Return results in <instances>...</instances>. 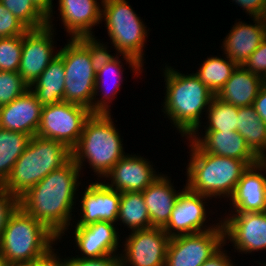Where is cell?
I'll return each instance as SVG.
<instances>
[{"instance_id":"obj_18","label":"cell","mask_w":266,"mask_h":266,"mask_svg":"<svg viewBox=\"0 0 266 266\" xmlns=\"http://www.w3.org/2000/svg\"><path fill=\"white\" fill-rule=\"evenodd\" d=\"M75 248L79 258H98L107 255H120V235L117 225L97 221L86 226H74ZM78 247V248H77ZM80 251V252H79ZM80 253V254H79ZM80 255V256H79Z\"/></svg>"},{"instance_id":"obj_21","label":"cell","mask_w":266,"mask_h":266,"mask_svg":"<svg viewBox=\"0 0 266 266\" xmlns=\"http://www.w3.org/2000/svg\"><path fill=\"white\" fill-rule=\"evenodd\" d=\"M200 132L196 130L189 138L204 152L240 159L248 166L260 161L237 131H204L205 134Z\"/></svg>"},{"instance_id":"obj_30","label":"cell","mask_w":266,"mask_h":266,"mask_svg":"<svg viewBox=\"0 0 266 266\" xmlns=\"http://www.w3.org/2000/svg\"><path fill=\"white\" fill-rule=\"evenodd\" d=\"M31 136L0 128V185L8 179L13 165L26 149Z\"/></svg>"},{"instance_id":"obj_16","label":"cell","mask_w":266,"mask_h":266,"mask_svg":"<svg viewBox=\"0 0 266 266\" xmlns=\"http://www.w3.org/2000/svg\"><path fill=\"white\" fill-rule=\"evenodd\" d=\"M136 154L127 153L114 167L105 175L102 180L108 187L118 192H142L152 184L162 172L153 168V162Z\"/></svg>"},{"instance_id":"obj_39","label":"cell","mask_w":266,"mask_h":266,"mask_svg":"<svg viewBox=\"0 0 266 266\" xmlns=\"http://www.w3.org/2000/svg\"><path fill=\"white\" fill-rule=\"evenodd\" d=\"M52 246L45 254L27 266H68V257L61 258L58 251Z\"/></svg>"},{"instance_id":"obj_23","label":"cell","mask_w":266,"mask_h":266,"mask_svg":"<svg viewBox=\"0 0 266 266\" xmlns=\"http://www.w3.org/2000/svg\"><path fill=\"white\" fill-rule=\"evenodd\" d=\"M235 22L223 39L221 49L222 55L228 56L237 65H243L250 55L265 40L264 26L262 19L253 18L246 23L245 21ZM251 23V24H250Z\"/></svg>"},{"instance_id":"obj_4","label":"cell","mask_w":266,"mask_h":266,"mask_svg":"<svg viewBox=\"0 0 266 266\" xmlns=\"http://www.w3.org/2000/svg\"><path fill=\"white\" fill-rule=\"evenodd\" d=\"M186 187L193 192L220 200L230 198L242 173L249 167L243 160L204 152L189 137Z\"/></svg>"},{"instance_id":"obj_36","label":"cell","mask_w":266,"mask_h":266,"mask_svg":"<svg viewBox=\"0 0 266 266\" xmlns=\"http://www.w3.org/2000/svg\"><path fill=\"white\" fill-rule=\"evenodd\" d=\"M18 207L19 199L0 185V237L2 236L10 216Z\"/></svg>"},{"instance_id":"obj_19","label":"cell","mask_w":266,"mask_h":266,"mask_svg":"<svg viewBox=\"0 0 266 266\" xmlns=\"http://www.w3.org/2000/svg\"><path fill=\"white\" fill-rule=\"evenodd\" d=\"M266 160L249 166L238 181L229 201L230 213L266 211ZM233 207V208H232ZM234 210V211H233Z\"/></svg>"},{"instance_id":"obj_41","label":"cell","mask_w":266,"mask_h":266,"mask_svg":"<svg viewBox=\"0 0 266 266\" xmlns=\"http://www.w3.org/2000/svg\"><path fill=\"white\" fill-rule=\"evenodd\" d=\"M253 106L259 118L266 123V86L263 85L254 100Z\"/></svg>"},{"instance_id":"obj_40","label":"cell","mask_w":266,"mask_h":266,"mask_svg":"<svg viewBox=\"0 0 266 266\" xmlns=\"http://www.w3.org/2000/svg\"><path fill=\"white\" fill-rule=\"evenodd\" d=\"M225 244L200 266H237L224 248ZM225 249V250H224Z\"/></svg>"},{"instance_id":"obj_2","label":"cell","mask_w":266,"mask_h":266,"mask_svg":"<svg viewBox=\"0 0 266 266\" xmlns=\"http://www.w3.org/2000/svg\"><path fill=\"white\" fill-rule=\"evenodd\" d=\"M165 82L163 100L164 118L170 120L171 126L181 134L190 137L203 124L202 116L209 108L215 94L193 73L181 71L165 63L160 68ZM203 118V119H202Z\"/></svg>"},{"instance_id":"obj_3","label":"cell","mask_w":266,"mask_h":266,"mask_svg":"<svg viewBox=\"0 0 266 266\" xmlns=\"http://www.w3.org/2000/svg\"><path fill=\"white\" fill-rule=\"evenodd\" d=\"M113 120L111 113H92L84 123L78 143L71 150V158L81 172L84 164L89 163L98 181L127 154L123 147L124 139Z\"/></svg>"},{"instance_id":"obj_9","label":"cell","mask_w":266,"mask_h":266,"mask_svg":"<svg viewBox=\"0 0 266 266\" xmlns=\"http://www.w3.org/2000/svg\"><path fill=\"white\" fill-rule=\"evenodd\" d=\"M103 46L104 52L99 56L96 66V82L94 90V98L92 107L89 109L91 113L110 114L112 100L117 96L118 90L121 91V84H123V72L125 71L122 61L128 64L133 75L140 76L144 71V66L136 59L125 54H110V49L107 44L99 39H96ZM102 42V43H101ZM109 49V50H108ZM121 57L123 60L121 61ZM113 82L110 86V83ZM110 87V88H109ZM102 94V95H101ZM101 95V96H100ZM97 96V98H96ZM99 96V97H98ZM101 97V98H100Z\"/></svg>"},{"instance_id":"obj_8","label":"cell","mask_w":266,"mask_h":266,"mask_svg":"<svg viewBox=\"0 0 266 266\" xmlns=\"http://www.w3.org/2000/svg\"><path fill=\"white\" fill-rule=\"evenodd\" d=\"M101 20L105 21L115 53L129 55L144 66V48L149 28L128 0H102Z\"/></svg>"},{"instance_id":"obj_25","label":"cell","mask_w":266,"mask_h":266,"mask_svg":"<svg viewBox=\"0 0 266 266\" xmlns=\"http://www.w3.org/2000/svg\"><path fill=\"white\" fill-rule=\"evenodd\" d=\"M263 85L261 76L251 73L243 65H238L216 96L236 107L250 106Z\"/></svg>"},{"instance_id":"obj_14","label":"cell","mask_w":266,"mask_h":266,"mask_svg":"<svg viewBox=\"0 0 266 266\" xmlns=\"http://www.w3.org/2000/svg\"><path fill=\"white\" fill-rule=\"evenodd\" d=\"M169 240L163 228L130 232L121 245V266H165Z\"/></svg>"},{"instance_id":"obj_15","label":"cell","mask_w":266,"mask_h":266,"mask_svg":"<svg viewBox=\"0 0 266 266\" xmlns=\"http://www.w3.org/2000/svg\"><path fill=\"white\" fill-rule=\"evenodd\" d=\"M54 27L29 29L23 35L21 60L18 73L31 86L50 62L58 56L54 46ZM55 50V51H54Z\"/></svg>"},{"instance_id":"obj_31","label":"cell","mask_w":266,"mask_h":266,"mask_svg":"<svg viewBox=\"0 0 266 266\" xmlns=\"http://www.w3.org/2000/svg\"><path fill=\"white\" fill-rule=\"evenodd\" d=\"M238 110L239 107L224 102L215 95L204 116L207 122L200 125L197 130H201L200 128L204 126L201 130L202 132L203 130L220 132L237 131Z\"/></svg>"},{"instance_id":"obj_28","label":"cell","mask_w":266,"mask_h":266,"mask_svg":"<svg viewBox=\"0 0 266 266\" xmlns=\"http://www.w3.org/2000/svg\"><path fill=\"white\" fill-rule=\"evenodd\" d=\"M124 225L130 232L152 228L150 215L142 192H121L116 225Z\"/></svg>"},{"instance_id":"obj_5","label":"cell","mask_w":266,"mask_h":266,"mask_svg":"<svg viewBox=\"0 0 266 266\" xmlns=\"http://www.w3.org/2000/svg\"><path fill=\"white\" fill-rule=\"evenodd\" d=\"M70 159L71 150L63 143L35 135L2 186L20 199L51 171L61 168Z\"/></svg>"},{"instance_id":"obj_34","label":"cell","mask_w":266,"mask_h":266,"mask_svg":"<svg viewBox=\"0 0 266 266\" xmlns=\"http://www.w3.org/2000/svg\"><path fill=\"white\" fill-rule=\"evenodd\" d=\"M29 88L18 72L0 71V107L11 103Z\"/></svg>"},{"instance_id":"obj_10","label":"cell","mask_w":266,"mask_h":266,"mask_svg":"<svg viewBox=\"0 0 266 266\" xmlns=\"http://www.w3.org/2000/svg\"><path fill=\"white\" fill-rule=\"evenodd\" d=\"M92 113L79 104L59 102L43 106L36 135L63 143L72 150L78 143L86 119Z\"/></svg>"},{"instance_id":"obj_6","label":"cell","mask_w":266,"mask_h":266,"mask_svg":"<svg viewBox=\"0 0 266 266\" xmlns=\"http://www.w3.org/2000/svg\"><path fill=\"white\" fill-rule=\"evenodd\" d=\"M96 38H69L67 44L57 50L65 70L64 102L92 107L97 61L105 51Z\"/></svg>"},{"instance_id":"obj_22","label":"cell","mask_w":266,"mask_h":266,"mask_svg":"<svg viewBox=\"0 0 266 266\" xmlns=\"http://www.w3.org/2000/svg\"><path fill=\"white\" fill-rule=\"evenodd\" d=\"M42 107L29 88L11 103L0 107V128L33 137L40 125Z\"/></svg>"},{"instance_id":"obj_35","label":"cell","mask_w":266,"mask_h":266,"mask_svg":"<svg viewBox=\"0 0 266 266\" xmlns=\"http://www.w3.org/2000/svg\"><path fill=\"white\" fill-rule=\"evenodd\" d=\"M29 29L0 3V38L24 35Z\"/></svg>"},{"instance_id":"obj_7","label":"cell","mask_w":266,"mask_h":266,"mask_svg":"<svg viewBox=\"0 0 266 266\" xmlns=\"http://www.w3.org/2000/svg\"><path fill=\"white\" fill-rule=\"evenodd\" d=\"M57 240L44 224L19 206L0 237V251L6 264L28 265L58 244Z\"/></svg>"},{"instance_id":"obj_13","label":"cell","mask_w":266,"mask_h":266,"mask_svg":"<svg viewBox=\"0 0 266 266\" xmlns=\"http://www.w3.org/2000/svg\"><path fill=\"white\" fill-rule=\"evenodd\" d=\"M221 218L218 219L224 228V244L233 243L234 252L250 255L253 252L266 251V211L228 212Z\"/></svg>"},{"instance_id":"obj_44","label":"cell","mask_w":266,"mask_h":266,"mask_svg":"<svg viewBox=\"0 0 266 266\" xmlns=\"http://www.w3.org/2000/svg\"><path fill=\"white\" fill-rule=\"evenodd\" d=\"M6 262H5V259L0 251V266H6Z\"/></svg>"},{"instance_id":"obj_47","label":"cell","mask_w":266,"mask_h":266,"mask_svg":"<svg viewBox=\"0 0 266 266\" xmlns=\"http://www.w3.org/2000/svg\"><path fill=\"white\" fill-rule=\"evenodd\" d=\"M263 81H264V85L266 86V76H265V78L263 79Z\"/></svg>"},{"instance_id":"obj_24","label":"cell","mask_w":266,"mask_h":266,"mask_svg":"<svg viewBox=\"0 0 266 266\" xmlns=\"http://www.w3.org/2000/svg\"><path fill=\"white\" fill-rule=\"evenodd\" d=\"M161 174L144 191L142 196L150 215L151 227L164 228L170 219L172 209L182 190H176L172 179Z\"/></svg>"},{"instance_id":"obj_1","label":"cell","mask_w":266,"mask_h":266,"mask_svg":"<svg viewBox=\"0 0 266 266\" xmlns=\"http://www.w3.org/2000/svg\"><path fill=\"white\" fill-rule=\"evenodd\" d=\"M81 170L71 158L61 168L51 171L19 199V206L44 224L61 241L71 225L76 193L81 185ZM78 199V200H76ZM72 221V222H71Z\"/></svg>"},{"instance_id":"obj_38","label":"cell","mask_w":266,"mask_h":266,"mask_svg":"<svg viewBox=\"0 0 266 266\" xmlns=\"http://www.w3.org/2000/svg\"><path fill=\"white\" fill-rule=\"evenodd\" d=\"M68 266H121L120 255H107L98 258L68 257Z\"/></svg>"},{"instance_id":"obj_32","label":"cell","mask_w":266,"mask_h":266,"mask_svg":"<svg viewBox=\"0 0 266 266\" xmlns=\"http://www.w3.org/2000/svg\"><path fill=\"white\" fill-rule=\"evenodd\" d=\"M28 29H40L48 25L47 17L32 0H0Z\"/></svg>"},{"instance_id":"obj_29","label":"cell","mask_w":266,"mask_h":266,"mask_svg":"<svg viewBox=\"0 0 266 266\" xmlns=\"http://www.w3.org/2000/svg\"><path fill=\"white\" fill-rule=\"evenodd\" d=\"M224 56H207L194 73L215 95L223 88L238 66L228 56Z\"/></svg>"},{"instance_id":"obj_42","label":"cell","mask_w":266,"mask_h":266,"mask_svg":"<svg viewBox=\"0 0 266 266\" xmlns=\"http://www.w3.org/2000/svg\"><path fill=\"white\" fill-rule=\"evenodd\" d=\"M54 0H32V2L35 4V6L47 17L48 20V26L53 27V4Z\"/></svg>"},{"instance_id":"obj_27","label":"cell","mask_w":266,"mask_h":266,"mask_svg":"<svg viewBox=\"0 0 266 266\" xmlns=\"http://www.w3.org/2000/svg\"><path fill=\"white\" fill-rule=\"evenodd\" d=\"M237 132L260 160H266V123L259 118L253 105L239 107Z\"/></svg>"},{"instance_id":"obj_12","label":"cell","mask_w":266,"mask_h":266,"mask_svg":"<svg viewBox=\"0 0 266 266\" xmlns=\"http://www.w3.org/2000/svg\"><path fill=\"white\" fill-rule=\"evenodd\" d=\"M207 199L209 202L211 198L193 192L184 185L172 209L170 219L163 228L166 234L169 237H174L206 232L216 228L221 220L218 223L213 221L209 225L206 215L211 211H207L208 209L205 207L208 206Z\"/></svg>"},{"instance_id":"obj_46","label":"cell","mask_w":266,"mask_h":266,"mask_svg":"<svg viewBox=\"0 0 266 266\" xmlns=\"http://www.w3.org/2000/svg\"><path fill=\"white\" fill-rule=\"evenodd\" d=\"M6 266H27V265L7 264Z\"/></svg>"},{"instance_id":"obj_33","label":"cell","mask_w":266,"mask_h":266,"mask_svg":"<svg viewBox=\"0 0 266 266\" xmlns=\"http://www.w3.org/2000/svg\"><path fill=\"white\" fill-rule=\"evenodd\" d=\"M23 35L0 38V71L18 72Z\"/></svg>"},{"instance_id":"obj_20","label":"cell","mask_w":266,"mask_h":266,"mask_svg":"<svg viewBox=\"0 0 266 266\" xmlns=\"http://www.w3.org/2000/svg\"><path fill=\"white\" fill-rule=\"evenodd\" d=\"M99 1L101 2L98 0H58V13L60 14L58 16L67 36L70 35V39L95 38L92 29L102 23V0Z\"/></svg>"},{"instance_id":"obj_45","label":"cell","mask_w":266,"mask_h":266,"mask_svg":"<svg viewBox=\"0 0 266 266\" xmlns=\"http://www.w3.org/2000/svg\"><path fill=\"white\" fill-rule=\"evenodd\" d=\"M256 262H258L260 266H266V262H263V261L262 262L261 261H256Z\"/></svg>"},{"instance_id":"obj_11","label":"cell","mask_w":266,"mask_h":266,"mask_svg":"<svg viewBox=\"0 0 266 266\" xmlns=\"http://www.w3.org/2000/svg\"><path fill=\"white\" fill-rule=\"evenodd\" d=\"M224 245L222 223L209 231L170 237L165 266H200Z\"/></svg>"},{"instance_id":"obj_26","label":"cell","mask_w":266,"mask_h":266,"mask_svg":"<svg viewBox=\"0 0 266 266\" xmlns=\"http://www.w3.org/2000/svg\"><path fill=\"white\" fill-rule=\"evenodd\" d=\"M65 70L63 59L58 55L30 86L42 106L64 101Z\"/></svg>"},{"instance_id":"obj_37","label":"cell","mask_w":266,"mask_h":266,"mask_svg":"<svg viewBox=\"0 0 266 266\" xmlns=\"http://www.w3.org/2000/svg\"><path fill=\"white\" fill-rule=\"evenodd\" d=\"M243 66L253 74L266 76V39L250 55Z\"/></svg>"},{"instance_id":"obj_43","label":"cell","mask_w":266,"mask_h":266,"mask_svg":"<svg viewBox=\"0 0 266 266\" xmlns=\"http://www.w3.org/2000/svg\"><path fill=\"white\" fill-rule=\"evenodd\" d=\"M261 19H262V23H263V26H264V35H265V39H266V14H263Z\"/></svg>"},{"instance_id":"obj_17","label":"cell","mask_w":266,"mask_h":266,"mask_svg":"<svg viewBox=\"0 0 266 266\" xmlns=\"http://www.w3.org/2000/svg\"><path fill=\"white\" fill-rule=\"evenodd\" d=\"M104 182H92L85 186L80 199V215L74 226H86L97 221L116 224L119 214L121 193Z\"/></svg>"}]
</instances>
